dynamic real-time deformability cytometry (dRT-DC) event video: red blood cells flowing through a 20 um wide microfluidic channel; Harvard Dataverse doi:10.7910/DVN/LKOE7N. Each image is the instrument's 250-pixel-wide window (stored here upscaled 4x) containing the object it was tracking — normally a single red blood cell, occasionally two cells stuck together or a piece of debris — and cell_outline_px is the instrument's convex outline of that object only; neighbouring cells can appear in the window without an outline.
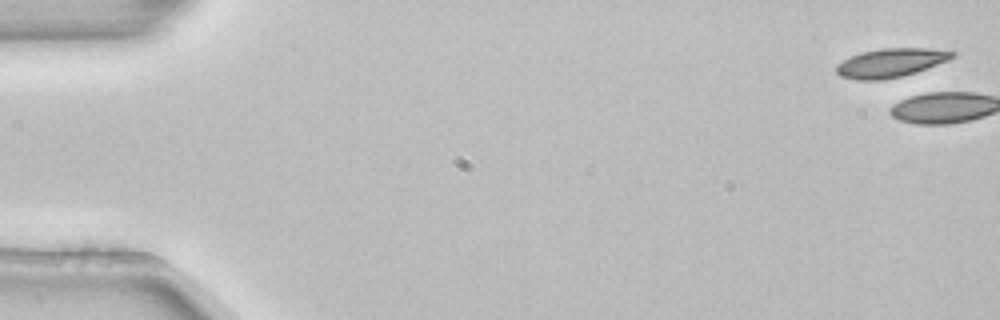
{"species": "common noctule bat (a hibernating species)", "species_latin": "Nyctalus noctula", "temperature_condition": "room temperature", "stored_images_in_passage": 4, "camera_frame_rate_fps": 3000, "um_per_image_px": 0.085, "animal": {"sex": "female", "body_mass_g": 22.7, "forearm_length_mm": 54.2}, "frame": {"image": 1, "passage_image": 1, "time_ms": 0.0, "image_size_px": [1000, 320], "cell_outline_px": [[956, 56], [948, 60], [916, 72], [900, 76], [880, 80], [856, 80], [840, 76], [836, 72], [836, 64], [860, 52], [880, 48], [928, 48], [956, 52]], "centroid_in_image_um": [75.69, 5.33], "position_along_channel_um": 9.3, "area_um2": 19.42}}